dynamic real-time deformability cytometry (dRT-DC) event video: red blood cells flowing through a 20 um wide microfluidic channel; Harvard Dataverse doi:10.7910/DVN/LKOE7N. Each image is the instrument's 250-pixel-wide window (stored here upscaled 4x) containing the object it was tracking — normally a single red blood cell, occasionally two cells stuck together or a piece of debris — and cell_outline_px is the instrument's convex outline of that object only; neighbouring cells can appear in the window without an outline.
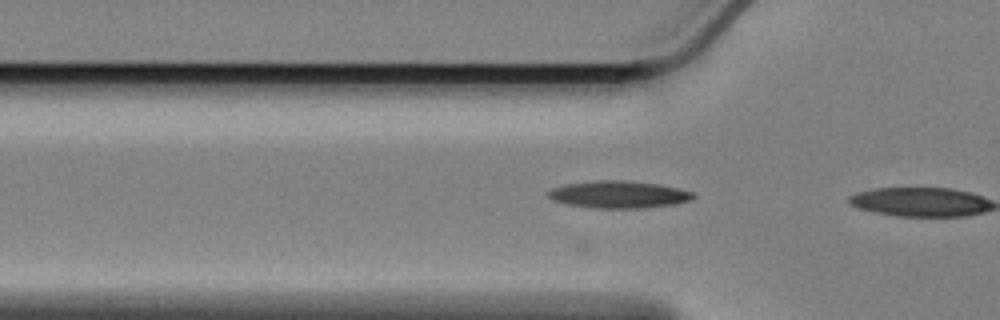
{"species": "Egyptian fruit bat (a non-hibernating species)", "species_latin": "Rousettus aegyptiacus", "temperature_condition": "cold", "stored_images_in_passage": 8, "camera_frame_rate_fps": 3000, "um_per_image_px": 0.085, "animal": {"sex": "female"}, "frame": {"image": 1, "passage_image": 7, "time_ms": 2.0, "image_size_px": [1000, 320], "cell_outline_px": [[696, 196], [692, 200], [676, 204], [644, 208], [592, 208], [568, 204], [552, 200], [548, 196], [548, 192], [552, 188], [568, 184], [596, 180], [624, 180], [660, 184], [692, 192]], "centroid_in_image_um": [52.61, 16.53], "position_along_channel_um": 73.2, "area_um2": 23.0}}